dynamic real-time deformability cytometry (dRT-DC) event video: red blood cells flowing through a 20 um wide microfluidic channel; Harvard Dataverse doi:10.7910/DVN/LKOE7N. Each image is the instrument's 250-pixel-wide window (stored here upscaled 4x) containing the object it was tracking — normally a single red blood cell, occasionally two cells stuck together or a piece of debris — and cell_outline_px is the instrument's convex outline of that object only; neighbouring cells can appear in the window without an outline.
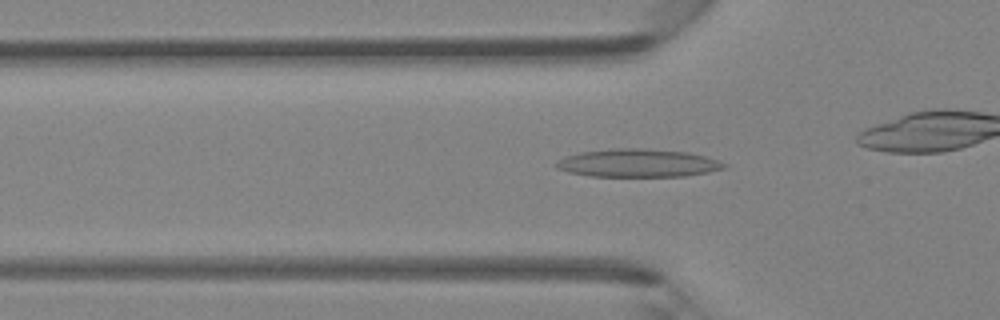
{"species": "Egyptian fruit bat (a non-hibernating species)", "species_latin": "Rousettus aegyptiacus", "temperature_condition": "room temperature", "stored_images_in_passage": 36, "camera_frame_rate_fps": 3000, "um_per_image_px": 0.085, "animal": {"sex": "female"}, "frame": {"image": 1, "passage_image": 15, "time_ms": 4.667, "image_size_px": [1000, 320], "cell_outline_px": [[728, 168], [708, 172], [684, 176], [588, 176], [568, 172], [556, 168], [556, 160], [564, 156], [580, 152], [612, 148], [644, 148], [688, 152], [704, 156], [728, 164]], "centroid_in_image_um": [54.2, 13.85], "position_along_channel_um": 71.6, "area_um2": 27.63}}
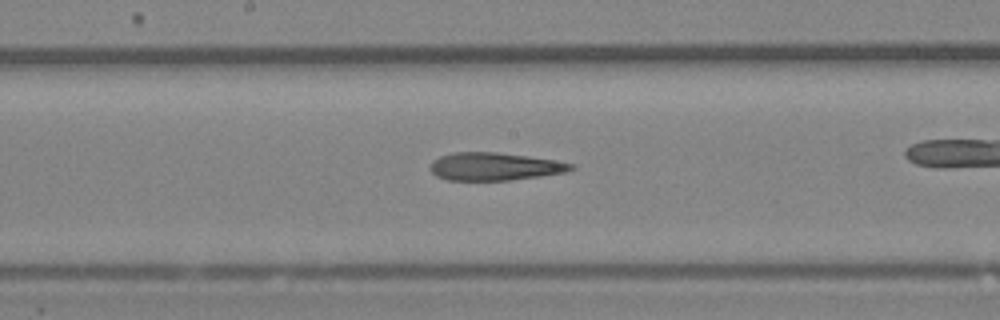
{"frame": {"image": 2, "passage_image": 24, "time_ms": 7.667, "image_size_px": [1000, 320], "cell_outline_px": [[576, 168], [564, 172], [540, 176], [508, 180], [448, 180], [436, 176], [428, 168], [432, 160], [440, 156], [452, 152], [496, 152], [528, 156], [556, 160], [576, 164]], "centroid_in_image_um": [42.02, 14.14], "position_along_channel_um": 206.2, "area_um2": 22.95}}
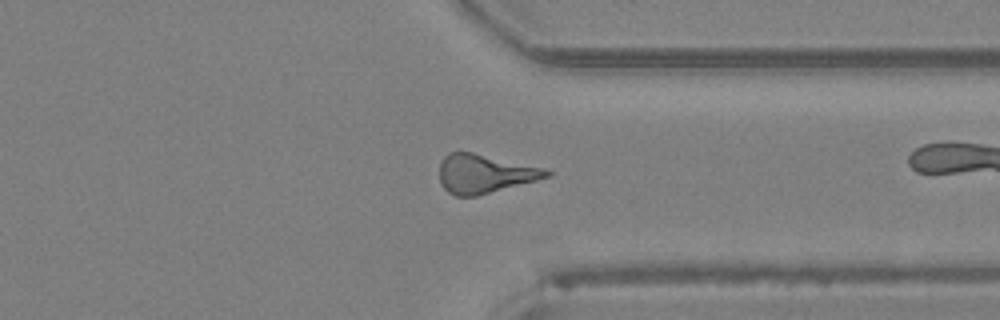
{"frame": {"image": 3, "passage_image": 35, "time_ms": 11.333, "image_size_px": [1000, 320], "cell_outline_px": [[552, 176], [476, 196], [456, 196], [448, 192], [444, 188], [440, 180], [440, 164], [444, 156], [448, 152], [472, 152], [544, 168], [552, 172]], "centroid_in_image_um": [41.19, 14.76], "position_along_channel_um": 370.2, "area_um2": 23.99}}